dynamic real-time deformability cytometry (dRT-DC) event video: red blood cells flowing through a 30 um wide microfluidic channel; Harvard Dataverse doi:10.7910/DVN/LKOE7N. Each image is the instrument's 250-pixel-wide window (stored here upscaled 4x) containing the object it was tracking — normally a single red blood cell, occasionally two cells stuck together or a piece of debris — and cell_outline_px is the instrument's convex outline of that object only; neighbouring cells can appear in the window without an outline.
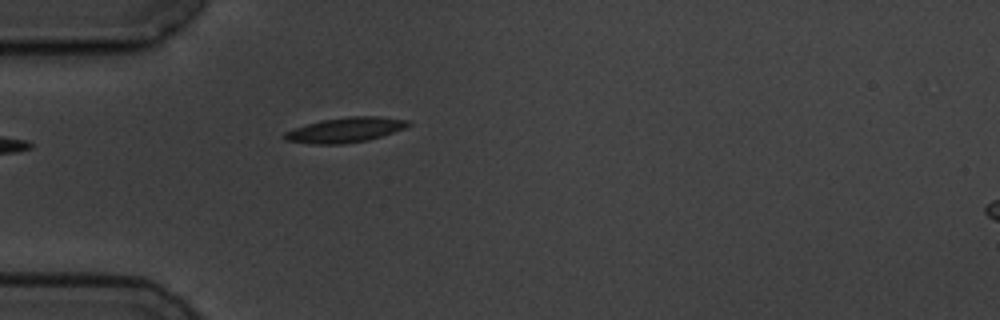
{"species": "common noctule bat (a hibernating species)", "species_latin": "Nyctalus noctula", "temperature_condition": "cold", "stored_images_in_passage": 2, "camera_frame_rate_fps": 3000, "um_per_image_px": 0.085, "animal": {"sex": "male", "body_mass_g": 19.5, "forearm_length_mm": 54.6}, "frame": {"image": 1, "passage_image": 2, "time_ms": 1.333, "image_size_px": [1000, 320], "cell_outline_px": [[412, 124], [404, 128], [368, 140], [344, 144], [312, 144], [284, 140], [284, 132], [320, 120], [348, 116], [376, 116], [408, 120]], "centroid_in_image_um": [29.34, 11.04], "position_along_channel_um": 55.7, "area_um2": 17.86}}